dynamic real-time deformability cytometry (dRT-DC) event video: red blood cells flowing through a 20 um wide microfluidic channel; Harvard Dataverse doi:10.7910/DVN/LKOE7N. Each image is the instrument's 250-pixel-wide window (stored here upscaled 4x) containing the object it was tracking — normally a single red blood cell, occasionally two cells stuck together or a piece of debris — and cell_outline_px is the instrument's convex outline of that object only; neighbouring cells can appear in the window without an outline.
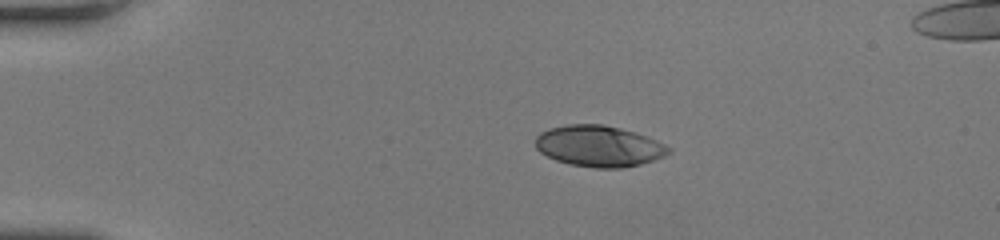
{"species": "human", "species_latin": "Homo sapiens", "temperature_condition": "room temperature", "stored_images_in_passage": 40, "camera_frame_rate_fps": 3000, "um_per_image_px": 0.085, "donor": {"sex": "female"}, "frame": {"image": 1, "passage_image": 1, "time_ms": 0.0, "image_size_px": [1000, 240], "cell_outline_px": [[672, 152], [664, 156], [640, 164], [624, 168], [596, 168], [568, 164], [556, 160], [540, 152], [536, 148], [536, 136], [540, 132], [548, 128], [568, 124], [600, 124], [620, 128], [656, 140], [672, 148]], "centroid_in_image_um": [50.89, 12.42], "position_along_channel_um": 34.1, "area_um2": 31.85}}
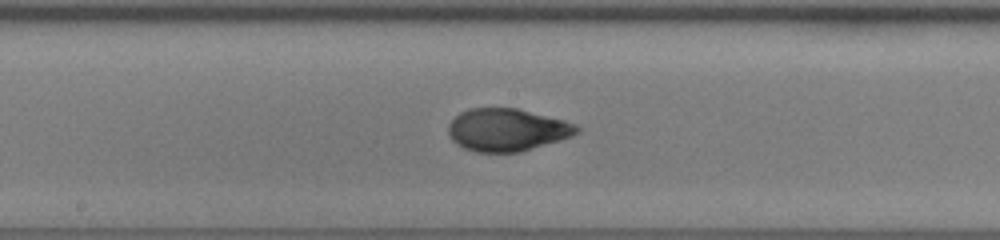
{"frame": {"image": 2, "passage_image": 18, "time_ms": 5.667, "image_size_px": [1000, 240], "cell_outline_px": [[580, 132], [572, 136], [520, 152], [476, 152], [464, 148], [456, 144], [452, 140], [448, 132], [448, 124], [460, 112], [468, 108], [516, 108], [564, 120], [576, 124], [580, 128]], "centroid_in_image_um": [43.09, 11.03], "position_along_channel_um": 205.1, "area_um2": 31.85}}
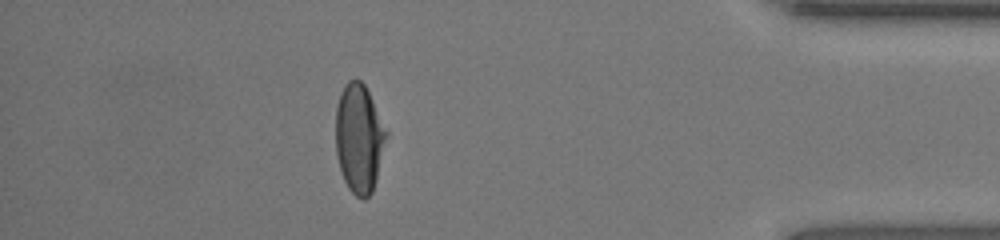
{"frame": {"image": 3, "passage_image": 35, "time_ms": 11.333, "image_size_px": [1000, 240], "cell_outline_px": [[388, 132], [376, 180], [372, 192], [364, 200], [356, 196], [348, 188], [344, 180], [340, 168], [336, 152], [336, 108], [340, 92], [344, 84], [348, 80], [360, 80], [364, 84]], "centroid_in_image_um": [30.51, 11.76], "position_along_channel_um": 404.7, "area_um2": 31.91}, "authors_computed_cell_mechanics": {"area_um2": 31.8189, "velocity_mm_per_s": 4.1777, "shape_relaxation_time_tau1_ms": 4.2643, "shape_relaxation_time_tau2_ms": 0.8393, "deformation_change_tau1": 0.206, "deformation_change_tau2": 0.0492}}